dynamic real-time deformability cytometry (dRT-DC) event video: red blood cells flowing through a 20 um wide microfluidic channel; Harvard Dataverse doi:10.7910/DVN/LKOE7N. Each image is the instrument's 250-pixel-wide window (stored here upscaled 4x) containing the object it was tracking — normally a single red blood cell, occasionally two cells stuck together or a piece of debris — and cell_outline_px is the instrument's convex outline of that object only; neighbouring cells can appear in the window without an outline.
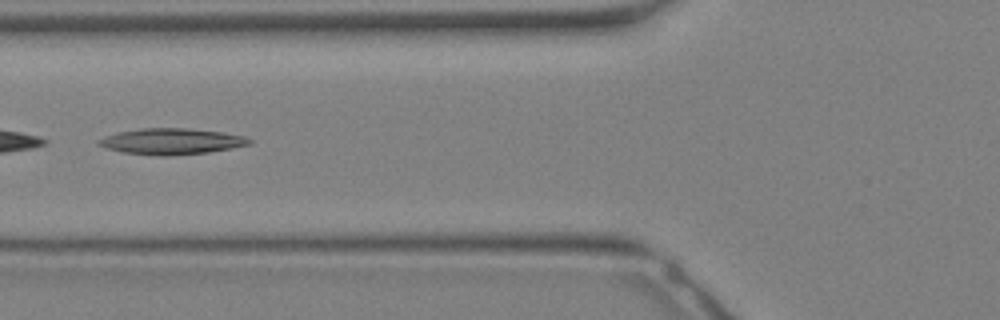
{"species": "Egyptian fruit bat (a non-hibernating species)", "species_latin": "Rousettus aegyptiacus", "temperature_condition": "warm", "stored_images_in_passage": 24, "camera_frame_rate_fps": 3000, "um_per_image_px": 0.085, "animal": {"sex": "female"}, "frame": {"image": 1, "passage_image": 5, "time_ms": 1.333, "image_size_px": [1000, 320], "cell_outline_px": [[252, 144], [232, 148], [208, 152], [160, 156], [124, 152], [108, 148], [100, 144], [96, 140], [104, 136], [120, 132], [144, 128], [188, 128], [224, 132], [244, 136], [252, 140]], "centroid_in_image_um": [14.63, 12.01], "position_along_channel_um": 111.2, "area_um2": 22.6}}
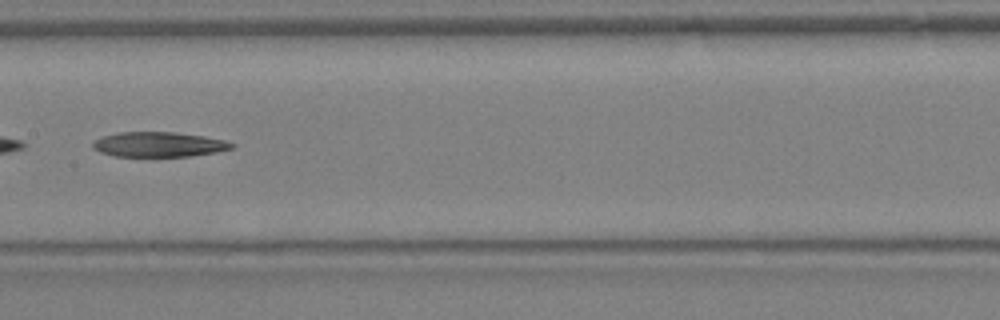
{"frame": {"image": 2, "passage_image": 9, "time_ms": 2.667, "image_size_px": [1000, 320], "cell_outline_px": [[236, 144], [232, 148], [216, 152], [188, 156], [152, 160], [112, 156], [100, 152], [92, 148], [92, 144], [96, 140], [104, 136], [120, 132], [176, 132], [204, 136], [224, 140]], "centroid_in_image_um": [13.46, 12.33], "position_along_channel_um": 193.9, "area_um2": 21.15}}
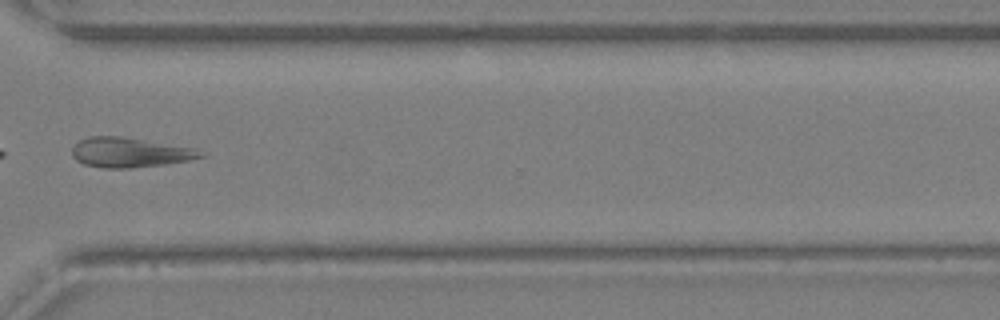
{"frame": {"image": 3, "passage_image": 17, "time_ms": 5.333, "image_size_px": [1000, 320], "cell_outline_px": [[208, 152], [204, 156], [188, 160], [164, 164], [128, 168], [104, 168], [84, 164], [76, 160], [72, 156], [72, 148], [76, 140], [88, 136], [124, 136], [200, 148]], "centroid_in_image_um": [11.07, 12.93], "position_along_channel_um": 359.5, "area_um2": 22.89}}